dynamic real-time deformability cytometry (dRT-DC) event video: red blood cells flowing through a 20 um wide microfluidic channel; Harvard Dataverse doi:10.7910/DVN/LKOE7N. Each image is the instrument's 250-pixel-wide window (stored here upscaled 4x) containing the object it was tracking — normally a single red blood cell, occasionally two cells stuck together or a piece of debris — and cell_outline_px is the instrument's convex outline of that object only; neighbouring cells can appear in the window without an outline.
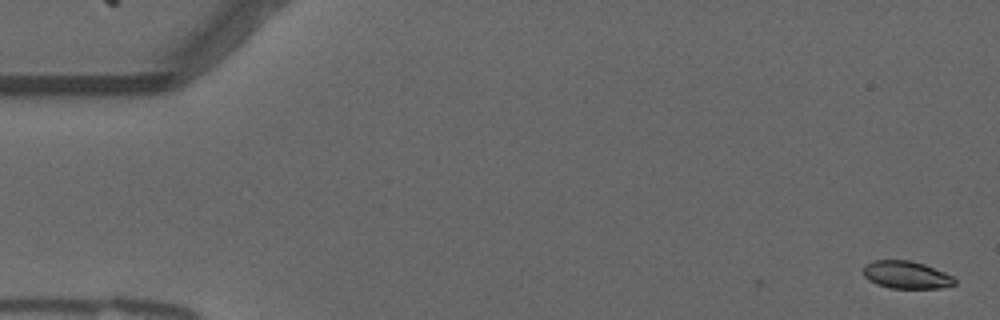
{"species": "common noctule bat (a hibernating species)", "species_latin": "Nyctalus noctula", "temperature_condition": "warm", "stored_images_in_passage": 17, "camera_frame_rate_fps": 3000, "um_per_image_px": 0.085, "animal": {"sex": "male", "forearm_length_mm": 52.5}, "frame": {"image": 1, "passage_image": 1, "time_ms": 0.0, "image_size_px": [1000, 320], "cell_outline_px": [[956, 284], [944, 288], [892, 288], [876, 284], [868, 280], [864, 276], [864, 264], [872, 260], [908, 260], [924, 264], [944, 272], [952, 276], [956, 280]], "centroid_in_image_um": [77.03, 23.36], "position_along_channel_um": 8.0, "area_um2": 14.74}}
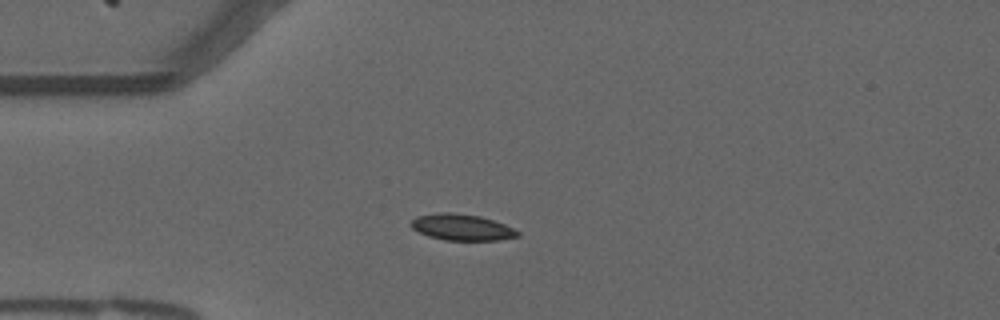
{"frame": {"image": 2, "passage_image": 14, "time_ms": 4.333, "image_size_px": [1000, 320], "cell_outline_px": [[520, 236], [500, 240], [444, 240], [428, 236], [412, 228], [408, 224], [416, 216], [440, 212], [452, 212], [480, 216], [504, 224], [520, 232]], "centroid_in_image_um": [39.23, 19.31], "position_along_channel_um": 45.8, "area_um2": 16.36}}